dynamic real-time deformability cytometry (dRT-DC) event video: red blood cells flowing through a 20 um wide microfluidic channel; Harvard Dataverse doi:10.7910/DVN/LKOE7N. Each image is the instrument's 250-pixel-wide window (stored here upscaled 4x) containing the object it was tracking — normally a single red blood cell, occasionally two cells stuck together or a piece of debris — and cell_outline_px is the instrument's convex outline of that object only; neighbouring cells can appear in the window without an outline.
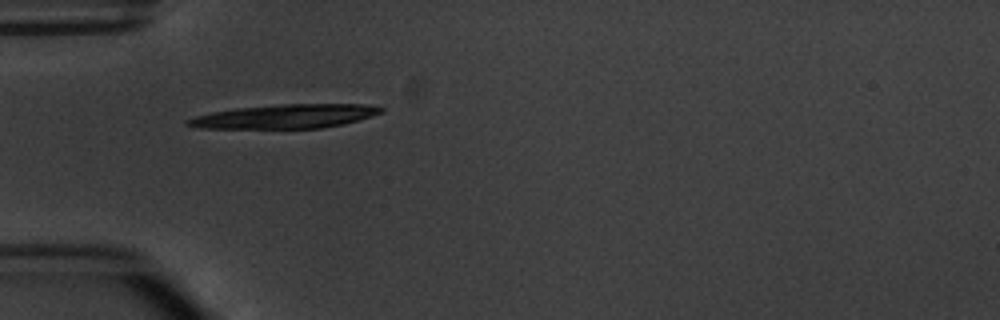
{"species": "common noctule bat (a hibernating species)", "species_latin": "Nyctalus noctula", "temperature_condition": "warm", "stored_images_in_passage": 2, "camera_frame_rate_fps": 3000, "um_per_image_px": 0.085, "animal": {"sex": "male", "body_mass_g": 20.1, "forearm_length_mm": 53.5}, "frame": {"image": 1, "passage_image": 1, "time_ms": 0.0, "image_size_px": [1000, 320], "cell_outline_px": [[384, 112], [372, 116], [344, 124], [320, 128], [200, 128], [184, 124], [184, 120], [196, 116], [212, 112], [236, 108], [280, 104], [364, 104], [384, 108]], "centroid_in_image_um": [24.24, 9.89], "position_along_channel_um": 60.8, "area_um2": 26.93}}